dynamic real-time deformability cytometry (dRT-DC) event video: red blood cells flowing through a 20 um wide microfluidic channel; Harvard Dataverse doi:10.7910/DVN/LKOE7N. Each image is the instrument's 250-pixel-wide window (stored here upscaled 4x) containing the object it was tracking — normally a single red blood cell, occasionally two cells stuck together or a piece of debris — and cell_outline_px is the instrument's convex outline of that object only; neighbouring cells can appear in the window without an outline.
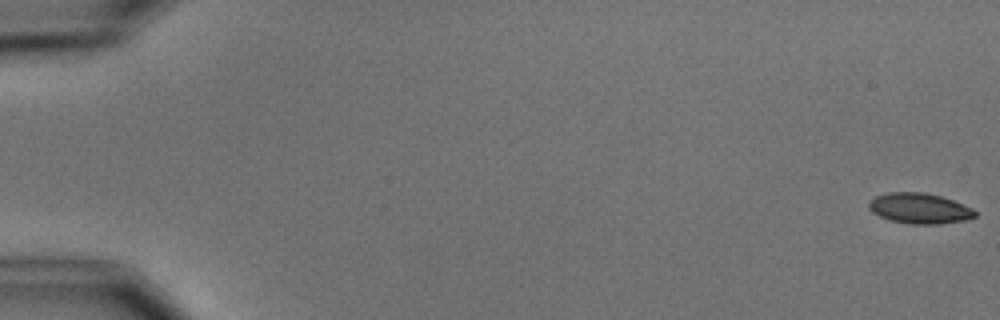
{"species": "common noctule bat (a hibernating species)", "species_latin": "Nyctalus noctula", "temperature_condition": "cold", "stored_images_in_passage": 2, "camera_frame_rate_fps": 3000, "um_per_image_px": 0.085, "animal": {"sex": "male", "body_mass_g": 15.6}, "frame": {"image": 1, "passage_image": 1, "time_ms": 0.0, "image_size_px": [1000, 320], "cell_outline_px": [[976, 216], [964, 220], [940, 224], [912, 224], [888, 220], [872, 212], [868, 208], [868, 204], [876, 196], [888, 192], [924, 192], [940, 196], [952, 200], [972, 208], [976, 212]], "centroid_in_image_um": [78.14, 17.71], "position_along_channel_um": 6.9, "area_um2": 18.79}}